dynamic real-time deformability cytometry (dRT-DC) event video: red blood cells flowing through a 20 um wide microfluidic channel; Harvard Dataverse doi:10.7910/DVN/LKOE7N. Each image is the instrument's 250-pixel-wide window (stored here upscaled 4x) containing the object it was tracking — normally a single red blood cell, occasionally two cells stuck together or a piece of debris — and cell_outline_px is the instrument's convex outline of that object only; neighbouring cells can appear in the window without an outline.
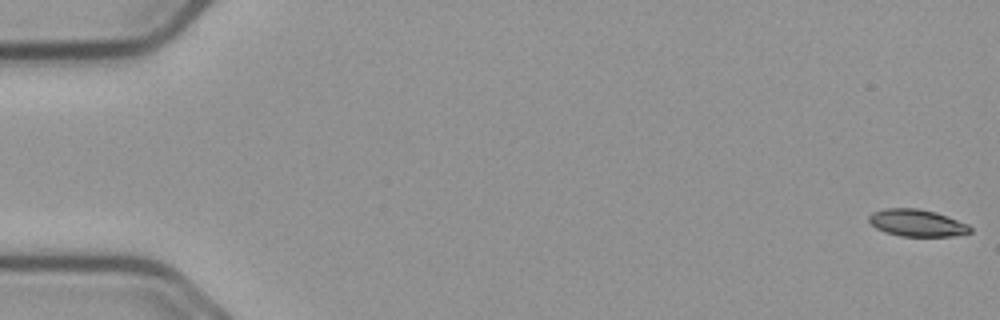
{"species": "common noctule bat (a hibernating species)", "species_latin": "Nyctalus noctula", "temperature_condition": "cold", "stored_images_in_passage": 56, "camera_frame_rate_fps": 3000, "um_per_image_px": 0.085, "animal": {"sex": "male", "body_mass_g": 23.1, "forearm_length_mm": 52.7}, "frame": {"image": 1, "passage_image": 1, "time_ms": 0.0, "image_size_px": [1000, 320], "cell_outline_px": [[972, 232], [952, 236], [900, 236], [884, 232], [876, 228], [868, 220], [868, 216], [872, 212], [884, 208], [916, 208], [936, 212], [948, 216], [968, 224], [972, 228]], "centroid_in_image_um": [77.93, 18.94], "position_along_channel_um": 7.1, "area_um2": 16.07}}
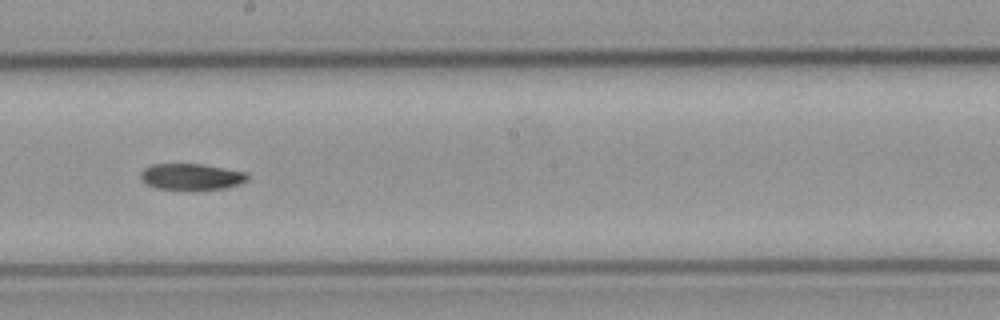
{"frame": {"image": 2, "passage_image": 32, "time_ms": 10.333, "image_size_px": [1000, 320], "cell_outline_px": [[248, 180], [240, 184], [228, 188], [196, 192], [188, 192], [156, 188], [140, 180], [140, 172], [144, 168], [152, 164], [200, 164], [248, 172]], "centroid_in_image_um": [16.28, 15.07], "position_along_channel_um": 231.9, "area_um2": 17.22}}
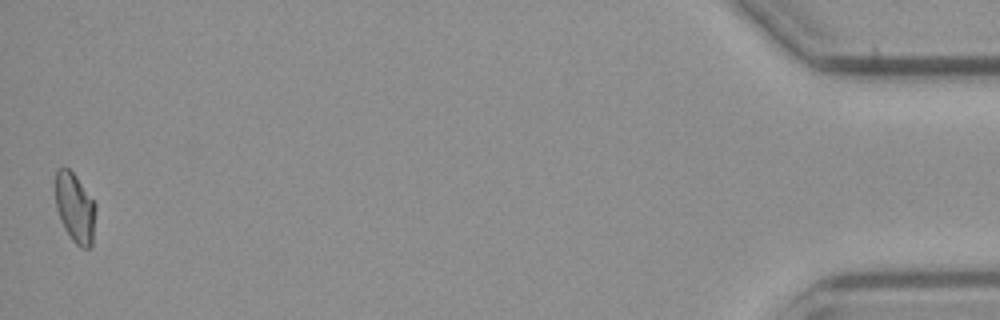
{"frame": {"image": 3, "passage_image": 56, "time_ms": 18.333, "image_size_px": [1000, 320], "cell_outline_px": [[96, 208], [92, 244], [88, 248], [80, 248], [72, 240], [64, 228], [60, 220], [56, 208], [56, 172], [60, 168], [68, 168], [76, 176], [96, 204]], "centroid_in_image_um": [6.38, 17.69], "position_along_channel_um": 428.8, "area_um2": 16.24}, "authors_computed_cell_mechanics": {"area_um2": 16.7909, "velocity_mm_per_s": 3.688, "shape_relaxation_time_tau1_ms": 6.2097, "shape_relaxation_time_tau2_ms": null, "deformation_change_tau1": 0.1314, "deformation_change_tau2": null}}